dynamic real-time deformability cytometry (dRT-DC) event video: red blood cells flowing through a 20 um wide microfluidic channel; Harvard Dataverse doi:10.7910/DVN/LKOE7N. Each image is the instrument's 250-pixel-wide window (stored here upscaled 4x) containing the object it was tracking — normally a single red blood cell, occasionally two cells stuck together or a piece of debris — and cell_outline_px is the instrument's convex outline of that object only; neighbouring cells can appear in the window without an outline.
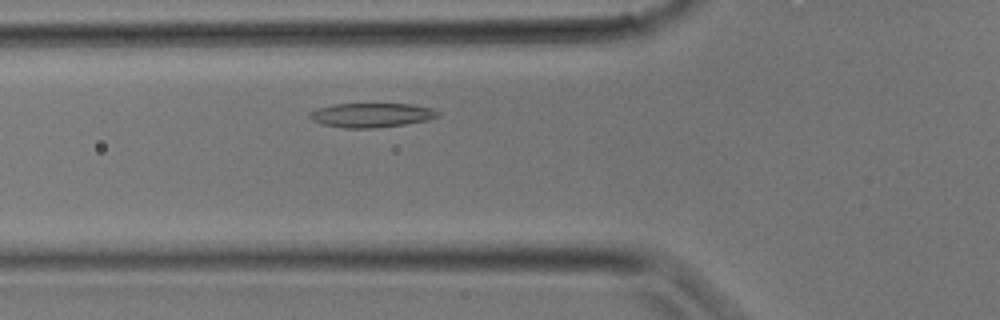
{"species": "common noctule bat (a hibernating species)", "species_latin": "Nyctalus noctula", "temperature_condition": "room temperature", "stored_images_in_passage": 11, "camera_frame_rate_fps": 3000, "um_per_image_px": 0.085, "animal": {"sex": "male", "body_mass_g": 17.9}, "frame": {"image": 1, "passage_image": 5, "time_ms": 1.333, "image_size_px": [1000, 320], "cell_outline_px": [[440, 116], [424, 120], [404, 124], [372, 128], [344, 128], [320, 124], [312, 120], [308, 116], [308, 112], [316, 108], [332, 104], [412, 104], [432, 108], [440, 112]], "centroid_in_image_um": [31.51, 9.78], "position_along_channel_um": 94.3, "area_um2": 18.21}}
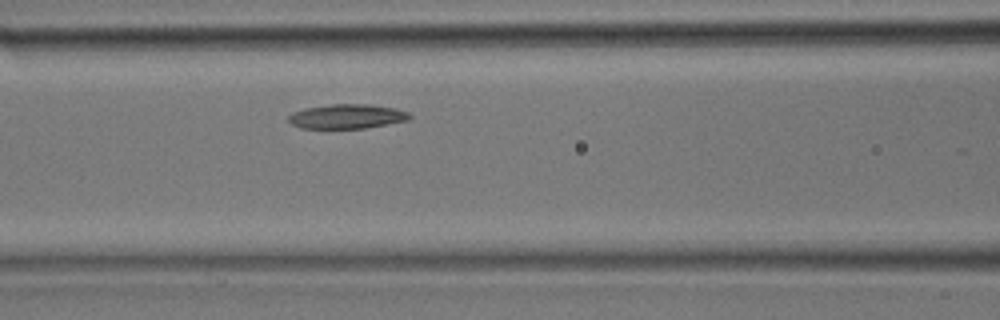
{"frame": {"image": 2, "passage_image": 7, "time_ms": 2.0, "image_size_px": [1000, 320], "cell_outline_px": [[412, 116], [408, 120], [388, 124], [364, 128], [300, 128], [292, 124], [288, 120], [288, 116], [292, 112], [304, 108], [332, 104], [368, 104], [396, 108], [408, 112]], "centroid_in_image_um": [29.49, 9.89], "position_along_channel_um": 137.1, "area_um2": 17.28}}
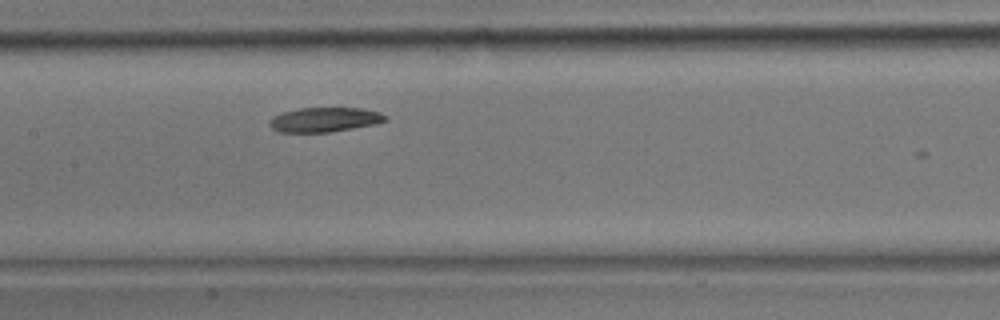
{"frame": {"image": 3, "passage_image": 9, "time_ms": 2.667, "image_size_px": [1000, 320], "cell_outline_px": [[388, 120], [376, 124], [332, 132], [280, 132], [272, 128], [268, 124], [268, 120], [272, 116], [296, 108], [360, 108], [380, 112], [388, 116]], "centroid_in_image_um": [27.6, 10.17], "position_along_channel_um": 179.8, "area_um2": 16.76}}